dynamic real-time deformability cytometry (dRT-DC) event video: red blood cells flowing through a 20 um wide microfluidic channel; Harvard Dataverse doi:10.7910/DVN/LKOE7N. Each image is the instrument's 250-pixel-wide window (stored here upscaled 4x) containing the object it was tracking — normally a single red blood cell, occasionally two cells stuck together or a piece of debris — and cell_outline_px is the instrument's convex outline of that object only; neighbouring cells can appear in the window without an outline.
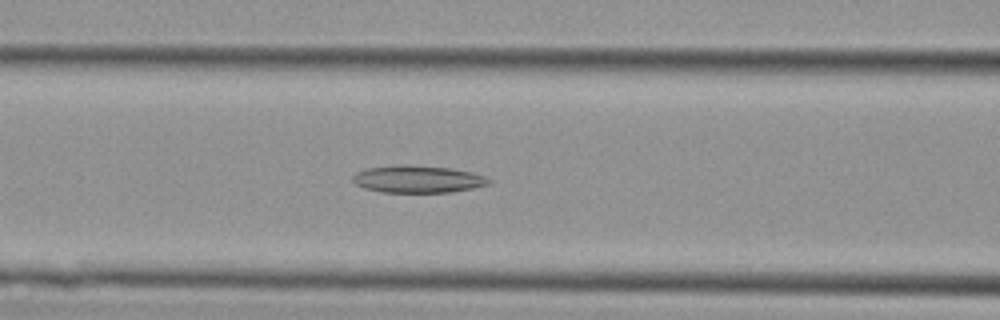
{"species": "Egyptian fruit bat (a non-hibernating species)", "species_latin": "Rousettus aegyptiacus", "temperature_condition": "cold", "stored_images_in_passage": 38, "camera_frame_rate_fps": 3000, "um_per_image_px": 0.085, "animal": {"sex": "female"}, "frame": {"image": 1, "passage_image": 12, "time_ms": 3.667, "image_size_px": [1000, 320], "cell_outline_px": [[492, 180], [488, 184], [472, 188], [452, 192], [384, 192], [364, 188], [356, 184], [352, 180], [352, 176], [356, 172], [368, 168], [404, 164], [452, 168], [472, 172], [484, 176]], "centroid_in_image_um": [35.51, 15.22], "position_along_channel_um": 131.1, "area_um2": 21.56}}
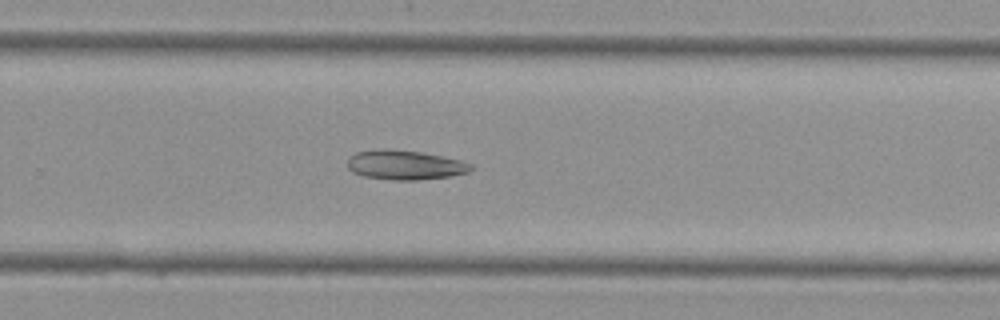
{"frame": {"image": 2, "passage_image": 23, "time_ms": 7.333, "image_size_px": [1000, 320], "cell_outline_px": [[476, 168], [468, 172], [452, 176], [420, 180], [392, 180], [364, 176], [352, 172], [348, 168], [348, 156], [356, 152], [380, 148], [384, 148], [420, 152], [444, 156], [460, 160], [472, 164]], "centroid_in_image_um": [34.44, 14.02], "position_along_channel_um": 295.4, "area_um2": 21.5}}
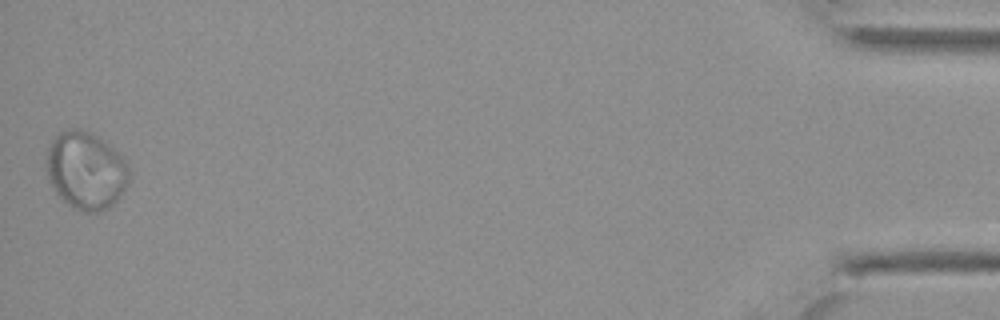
{"frame": {"image": 3, "passage_image": 38, "time_ms": 12.333, "image_size_px": [1000, 320], "cell_outline_px": [[132, 172], [128, 184], [124, 192], [108, 208], [100, 212], [84, 212], [68, 204], [56, 192], [48, 180], [44, 168], [44, 164], [48, 148], [52, 140], [60, 132], [68, 128], [84, 128], [92, 132], [120, 152], [124, 156]], "centroid_in_image_um": [7.32, 14.46], "position_along_channel_um": 427.9, "area_um2": 38.32}}